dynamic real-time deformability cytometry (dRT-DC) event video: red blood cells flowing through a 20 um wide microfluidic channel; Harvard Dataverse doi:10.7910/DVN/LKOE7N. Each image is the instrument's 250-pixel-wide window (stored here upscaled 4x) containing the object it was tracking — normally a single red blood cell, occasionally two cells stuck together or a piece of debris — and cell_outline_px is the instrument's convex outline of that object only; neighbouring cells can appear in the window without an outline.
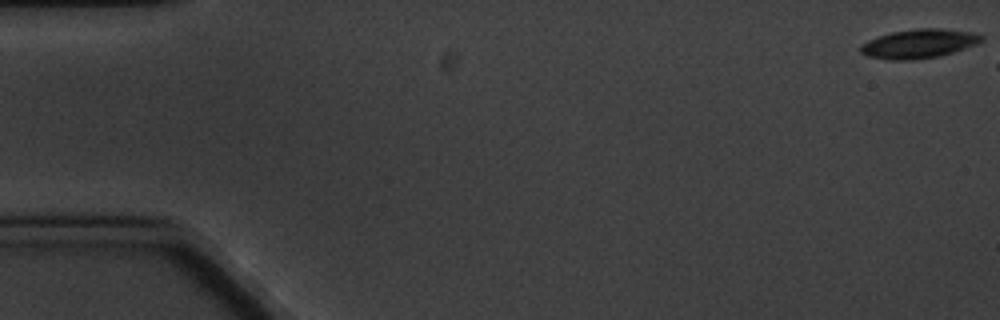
{"species": "common noctule bat (a hibernating species)", "species_latin": "Nyctalus noctula", "temperature_condition": "cold", "stored_images_in_passage": 3, "camera_frame_rate_fps": 3000, "um_per_image_px": 0.085, "animal": {"sex": "male", "body_mass_g": 20.1, "forearm_length_mm": 53.5}, "frame": {"image": 1, "passage_image": 1, "time_ms": 0.0, "image_size_px": [1000, 320], "cell_outline_px": [[984, 40], [976, 44], [940, 56], [912, 60], [892, 60], [868, 56], [860, 52], [860, 44], [868, 40], [892, 32], [916, 28], [940, 28], [976, 32], [984, 36]], "centroid_in_image_um": [78.13, 3.7], "position_along_channel_um": 6.9, "area_um2": 20.52}}